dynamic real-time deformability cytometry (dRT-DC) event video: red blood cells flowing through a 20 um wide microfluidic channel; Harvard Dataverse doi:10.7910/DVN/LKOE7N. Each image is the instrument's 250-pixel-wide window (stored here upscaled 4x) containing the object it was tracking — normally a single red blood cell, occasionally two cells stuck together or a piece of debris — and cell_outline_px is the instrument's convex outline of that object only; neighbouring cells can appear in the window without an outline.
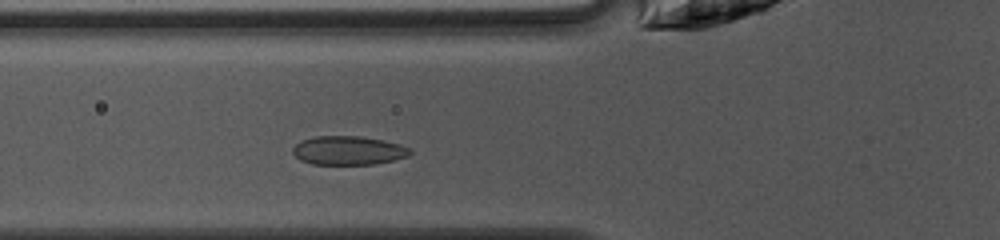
{"species": "common noctule bat (a hibernating species)", "species_latin": "Nyctalus noctula", "temperature_condition": "warm", "stored_images_in_passage": 27, "camera_frame_rate_fps": 3000, "um_per_image_px": 0.085, "animal": {"sex": "female", "body_mass_g": 10.0, "forearm_length_mm": 53.1}, "frame": {"image": 1, "passage_image": 4, "time_ms": 1.0, "image_size_px": [1000, 240], "cell_outline_px": [[412, 152], [408, 156], [376, 164], [312, 164], [300, 160], [292, 152], [292, 148], [300, 140], [316, 136], [360, 136], [384, 140], [400, 144], [408, 148]], "centroid_in_image_um": [29.59, 12.78], "position_along_channel_um": 96.2, "area_um2": 19.71}}
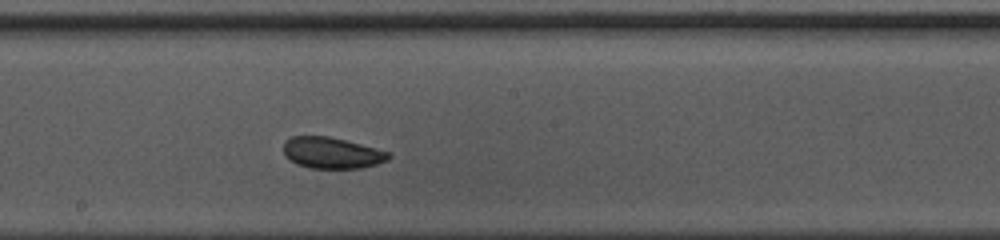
{"frame": {"image": 2, "passage_image": 13, "time_ms": 4.0, "image_size_px": [1000, 240], "cell_outline_px": [[392, 156], [388, 160], [376, 164], [360, 168], [308, 168], [296, 164], [288, 160], [284, 156], [284, 144], [292, 136], [328, 136], [376, 148], [388, 152]], "centroid_in_image_um": [28.18, 13.01], "position_along_channel_um": 220.0, "area_um2": 19.07}}
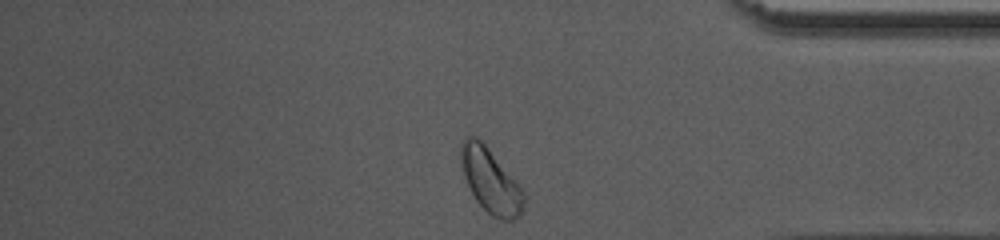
{"frame": {"image": 3, "passage_image": 27, "time_ms": 8.667, "image_size_px": [1000, 240], "cell_outline_px": [[524, 208], [520, 216], [512, 220], [500, 220], [492, 216], [476, 200], [468, 184], [464, 172], [460, 152], [460, 144], [468, 136], [476, 136], [484, 144], [516, 180], [524, 192]], "centroid_in_image_um": [41.73, 15.39], "position_along_channel_um": 393.5, "area_um2": 23.12}, "authors_computed_cell_mechanics": {"area_um2": 19.5942, "velocity_mm_per_s": 4.1068, "shape_relaxation_time_tau1_ms": 2.7636, "shape_relaxation_time_tau2_ms": null, "deformation_change_tau1": 0.0602, "deformation_change_tau2": null}}